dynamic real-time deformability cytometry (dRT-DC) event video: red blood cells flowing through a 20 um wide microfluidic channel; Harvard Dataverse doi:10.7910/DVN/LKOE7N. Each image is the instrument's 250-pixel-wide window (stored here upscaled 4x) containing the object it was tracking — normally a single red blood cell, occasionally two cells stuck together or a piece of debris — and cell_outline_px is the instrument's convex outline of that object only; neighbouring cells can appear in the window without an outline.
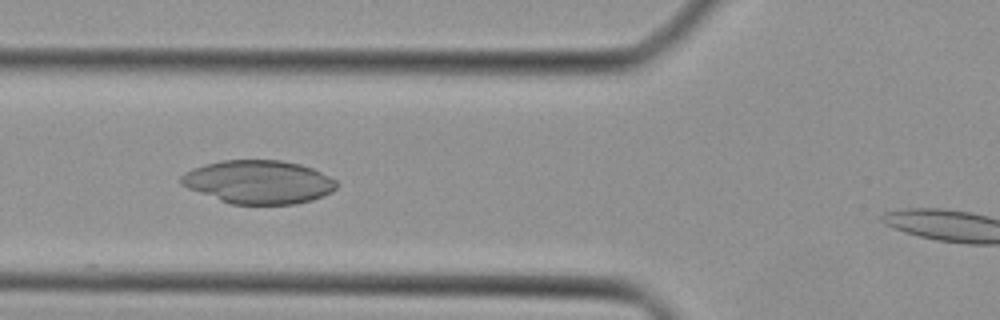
{"species": "Egyptian fruit bat (a non-hibernating species)", "species_latin": "Rousettus aegyptiacus", "temperature_condition": "cold", "stored_images_in_passage": 38, "camera_frame_rate_fps": 3000, "um_per_image_px": 0.085, "animal": {"sex": "female"}, "frame": {"image": 1, "passage_image": 15, "time_ms": 4.667, "image_size_px": [1000, 320], "cell_outline_px": [[336, 188], [332, 192], [324, 196], [312, 200], [296, 204], [232, 204], [220, 200], [188, 188], [180, 184], [180, 176], [184, 172], [192, 168], [204, 164], [224, 160], [280, 160], [300, 164], [312, 168], [336, 180]], "centroid_in_image_um": [21.97, 15.46], "position_along_channel_um": 103.8, "area_um2": 39.3}}
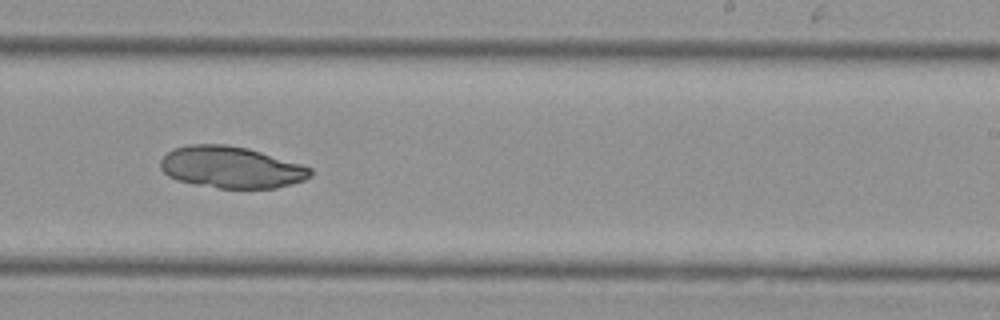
{"frame": {"image": 2, "passage_image": 26, "time_ms": 8.333, "image_size_px": [1000, 320], "cell_outline_px": [[312, 176], [304, 180], [292, 184], [276, 188], [220, 188], [192, 184], [176, 180], [168, 176], [160, 168], [160, 160], [172, 148], [192, 144], [228, 144], [248, 148], [300, 164], [312, 168]], "centroid_in_image_um": [19.63, 14.22], "position_along_channel_um": 269.4, "area_um2": 36.53}}
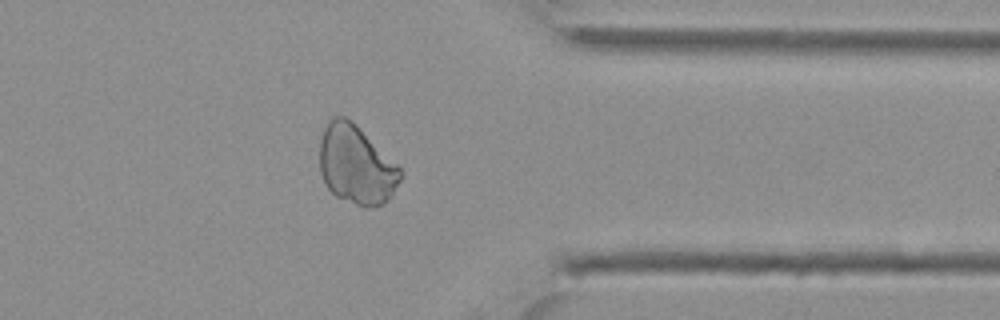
{"frame": {"image": 3, "passage_image": 34, "time_ms": 11.0, "image_size_px": [1000, 320], "cell_outline_px": [[404, 172], [392, 196], [384, 204], [368, 208], [364, 208], [336, 196], [328, 188], [320, 172], [320, 140], [324, 128], [328, 120], [332, 116], [344, 116], [396, 164]], "centroid_in_image_um": [30.27, 14.06], "position_along_channel_um": 381.1, "area_um2": 36.47}}